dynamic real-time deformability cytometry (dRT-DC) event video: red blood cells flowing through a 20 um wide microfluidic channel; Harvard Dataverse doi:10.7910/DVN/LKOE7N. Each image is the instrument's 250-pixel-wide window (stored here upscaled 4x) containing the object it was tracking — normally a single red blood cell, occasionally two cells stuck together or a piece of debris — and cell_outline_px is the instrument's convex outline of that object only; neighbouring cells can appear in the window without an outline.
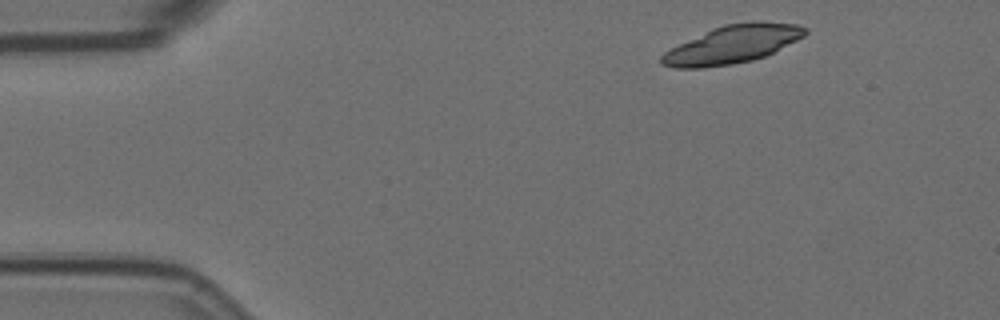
{"species": "Egyptian fruit bat (a non-hibernating species)", "species_latin": "Rousettus aegyptiacus", "temperature_condition": "room temperature", "stored_images_in_passage": 3, "camera_frame_rate_fps": 3000, "um_per_image_px": 0.085, "animal": {"sex": "female"}, "frame": {"image": 1, "passage_image": 1, "time_ms": 0.0, "image_size_px": [1000, 320], "cell_outline_px": [[808, 32], [804, 36], [764, 56], [752, 60], [732, 64], [704, 68], [672, 68], [660, 64], [660, 56], [664, 52], [712, 28], [724, 24], [752, 20], [760, 20], [796, 24], [808, 28]], "centroid_in_image_um": [62.26, 3.76], "position_along_channel_um": 22.7, "area_um2": 31.79}}